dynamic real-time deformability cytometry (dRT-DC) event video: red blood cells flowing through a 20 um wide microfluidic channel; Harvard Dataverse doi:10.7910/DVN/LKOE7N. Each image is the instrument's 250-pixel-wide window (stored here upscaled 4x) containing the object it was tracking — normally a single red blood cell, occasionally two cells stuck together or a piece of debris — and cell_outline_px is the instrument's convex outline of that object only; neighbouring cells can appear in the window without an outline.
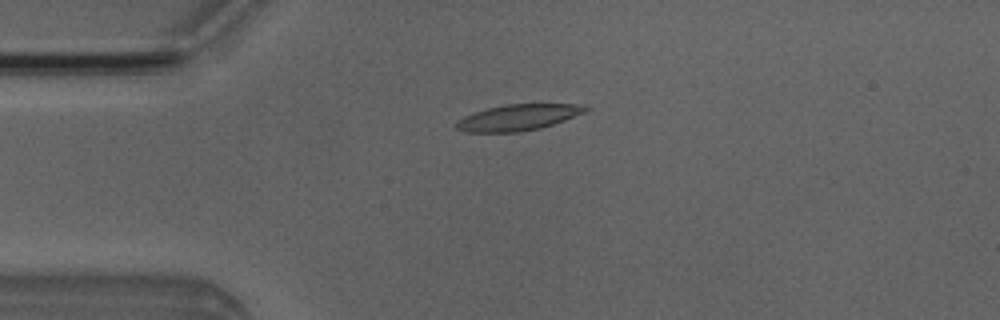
{"species": "Egyptian fruit bat (a non-hibernating species)", "species_latin": "Rousettus aegyptiacus", "temperature_condition": "room temperature", "stored_images_in_passage": 2, "camera_frame_rate_fps": 3000, "um_per_image_px": 0.085, "animal": {"sex": "male"}, "frame": {"image": 1, "passage_image": 2, "time_ms": 1.333, "image_size_px": [1000, 320], "cell_outline_px": [[592, 108], [584, 112], [564, 120], [540, 128], [520, 132], [464, 132], [456, 128], [452, 124], [456, 120], [464, 116], [488, 108], [504, 104], [584, 104]], "centroid_in_image_um": [44.01, 9.98], "position_along_channel_um": 41.0, "area_um2": 19.71}}